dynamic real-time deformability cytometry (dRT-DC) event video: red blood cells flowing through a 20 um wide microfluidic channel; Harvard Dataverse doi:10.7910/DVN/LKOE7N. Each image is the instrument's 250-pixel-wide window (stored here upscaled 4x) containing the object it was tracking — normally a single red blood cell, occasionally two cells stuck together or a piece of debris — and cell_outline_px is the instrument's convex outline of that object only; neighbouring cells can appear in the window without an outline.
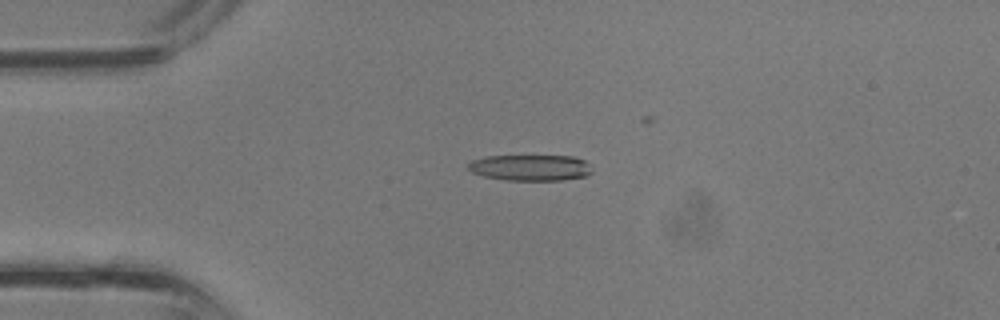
{"species": "common noctule bat (a hibernating species)", "species_latin": "Nyctalus noctula", "temperature_condition": "room temperature", "stored_images_in_passage": 8, "camera_frame_rate_fps": 3000, "um_per_image_px": 0.085, "animal": {"sex": "male", "body_mass_g": 13.3}, "frame": {"image": 1, "passage_image": 1, "time_ms": 0.0, "image_size_px": [1000, 320], "cell_outline_px": [[592, 172], [588, 176], [564, 180], [504, 180], [484, 176], [472, 172], [468, 168], [468, 164], [472, 160], [488, 156], [572, 156], [584, 160]], "centroid_in_image_um": [45.09, 14.26], "position_along_channel_um": 39.9, "area_um2": 18.73}}
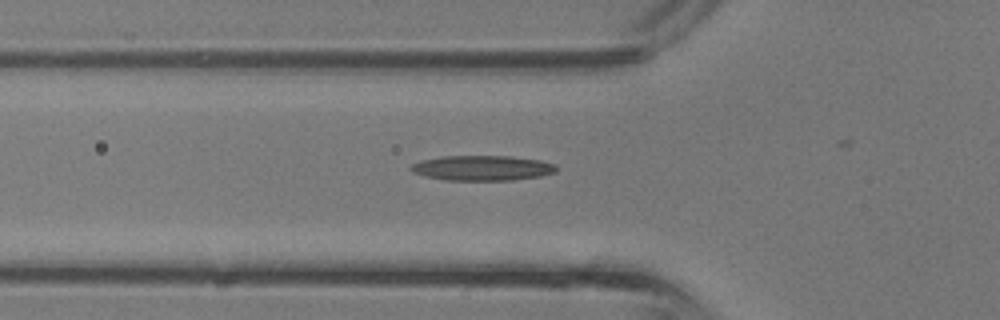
{"frame": {"image": 2, "passage_image": 5, "time_ms": 1.333, "image_size_px": [1000, 320], "cell_outline_px": [[556, 172], [540, 176], [512, 180], [444, 180], [424, 176], [412, 172], [408, 168], [412, 164], [420, 160], [440, 156], [512, 156], [540, 160], [556, 164]], "centroid_in_image_um": [40.96, 14.27], "position_along_channel_um": 84.8, "area_um2": 21.44}}
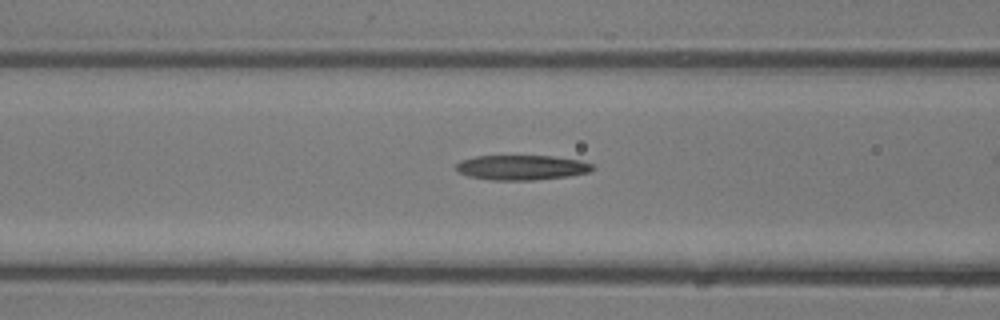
{"frame": {"image": 3, "passage_image": 7, "time_ms": 2.0, "image_size_px": [1000, 320], "cell_outline_px": [[596, 168], [588, 172], [568, 176], [532, 180], [492, 180], [468, 176], [460, 172], [456, 168], [456, 164], [460, 160], [476, 156], [552, 156], [580, 160], [592, 164]], "centroid_in_image_um": [44.34, 14.23], "position_along_channel_um": 122.3, "area_um2": 19.71}}